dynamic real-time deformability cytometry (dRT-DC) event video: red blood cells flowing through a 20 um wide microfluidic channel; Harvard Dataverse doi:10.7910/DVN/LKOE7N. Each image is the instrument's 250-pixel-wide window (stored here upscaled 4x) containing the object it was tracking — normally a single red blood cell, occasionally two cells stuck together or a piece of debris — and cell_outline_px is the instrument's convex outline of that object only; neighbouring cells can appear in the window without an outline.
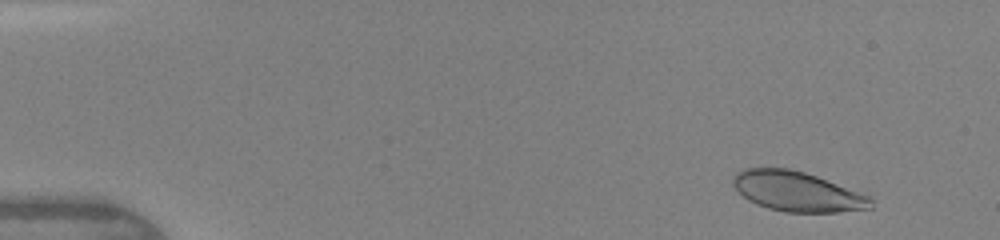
{"species": "human", "species_latin": "Homo sapiens", "temperature_condition": "warm", "stored_images_in_passage": 13, "camera_frame_rate_fps": 3000, "um_per_image_px": 0.085, "donor": {"sex": "female"}, "frame": {"image": 1, "passage_image": 4, "time_ms": 1.0, "image_size_px": [1000, 240], "cell_outline_px": [[872, 208], [836, 212], [784, 212], [768, 208], [756, 204], [748, 200], [732, 184], [732, 176], [736, 172], [748, 168], [788, 168], [804, 172], [816, 176], [868, 196], [872, 200]], "centroid_in_image_um": [67.71, 16.28], "position_along_channel_um": 17.3, "area_um2": 31.62}}
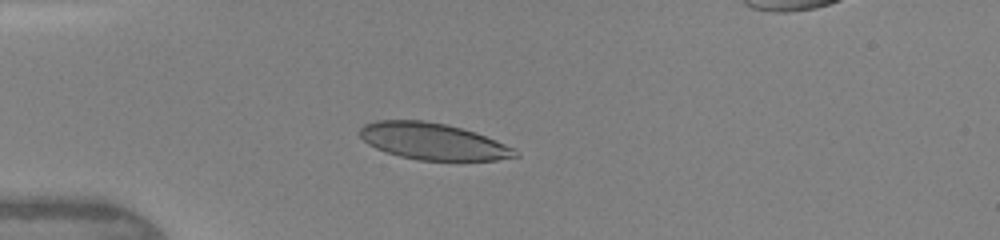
{"frame": {"image": 2, "passage_image": 12, "time_ms": 4.0, "image_size_px": [1000, 240], "cell_outline_px": [[520, 156], [496, 160], [420, 160], [400, 156], [376, 148], [368, 144], [356, 132], [364, 124], [376, 120], [424, 120], [444, 124], [460, 128], [484, 136], [516, 148], [520, 152]], "centroid_in_image_um": [36.79, 12.01], "position_along_channel_um": 48.2, "area_um2": 33.0}}